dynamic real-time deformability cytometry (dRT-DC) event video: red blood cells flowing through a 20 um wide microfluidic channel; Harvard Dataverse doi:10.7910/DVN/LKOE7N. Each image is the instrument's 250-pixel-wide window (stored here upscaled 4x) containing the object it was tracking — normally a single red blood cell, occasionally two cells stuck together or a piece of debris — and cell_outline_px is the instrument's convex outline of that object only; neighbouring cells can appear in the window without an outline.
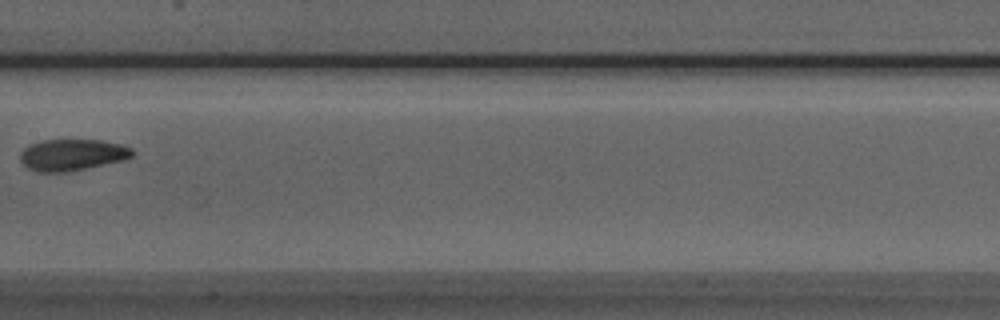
{"species": "Egyptian fruit bat (a non-hibernating species)", "species_latin": "Rousettus aegyptiacus", "temperature_condition": "room temperature", "stored_images_in_passage": 8, "camera_frame_rate_fps": 3000, "um_per_image_px": 0.085, "animal": {"sex": "male"}, "frame": {"image": 1, "passage_image": 7, "time_ms": 2.0, "image_size_px": [1000, 320], "cell_outline_px": [[136, 152], [132, 156], [124, 160], [68, 172], [36, 172], [28, 168], [20, 160], [20, 152], [28, 144], [40, 140], [100, 140], [120, 144], [132, 148]], "centroid_in_image_um": [6.12, 13.16], "position_along_channel_um": 201.3, "area_um2": 20.75}}
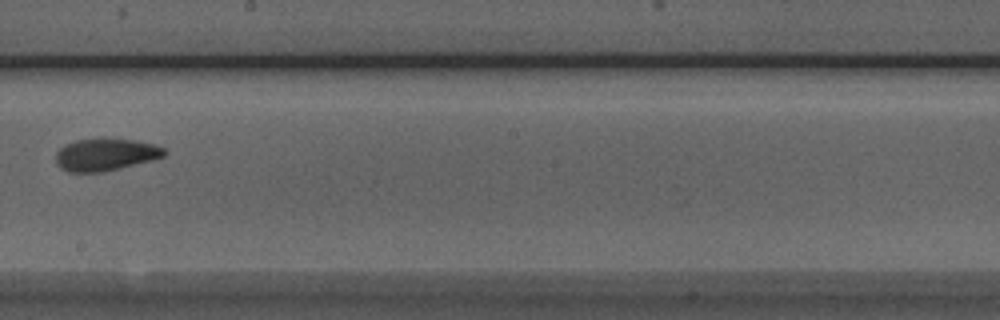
{"frame": {"image": 2, "passage_image": 8, "time_ms": 2.333, "image_size_px": [1000, 320], "cell_outline_px": [[168, 152], [164, 156], [152, 160], [104, 172], [68, 172], [60, 168], [56, 164], [56, 152], [64, 144], [76, 140], [100, 136], [104, 136], [136, 140], [156, 144], [164, 148]], "centroid_in_image_um": [8.97, 13.1], "position_along_channel_um": 239.2, "area_um2": 21.15}}